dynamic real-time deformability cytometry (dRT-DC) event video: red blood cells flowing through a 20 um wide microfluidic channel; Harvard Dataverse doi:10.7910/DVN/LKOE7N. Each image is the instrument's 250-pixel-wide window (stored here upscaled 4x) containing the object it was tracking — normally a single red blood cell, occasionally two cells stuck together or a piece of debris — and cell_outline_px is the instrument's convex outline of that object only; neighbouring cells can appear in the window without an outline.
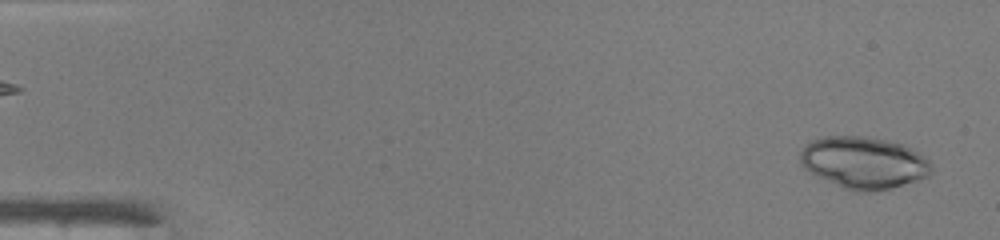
{"species": "common noctule bat (a hibernating species)", "species_latin": "Nyctalus noctula", "temperature_condition": "warm", "stored_images_in_passage": 47, "camera_frame_rate_fps": 3000, "um_per_image_px": 0.085, "animal": {"sex": "male", "body_mass_g": 19.0, "forearm_length_mm": 50.8}, "frame": {"image": 1, "passage_image": 2, "time_ms": 0.333, "image_size_px": [1000, 240], "cell_outline_px": [[932, 172], [928, 176], [916, 180], [888, 188], [872, 192], [856, 192], [844, 188], [816, 176], [804, 168], [800, 164], [800, 152], [812, 140], [828, 136], [860, 136], [884, 140], [900, 144], [920, 152], [928, 160], [932, 168]], "centroid_in_image_um": [73.4, 13.83], "position_along_channel_um": 11.6, "area_um2": 39.3}}
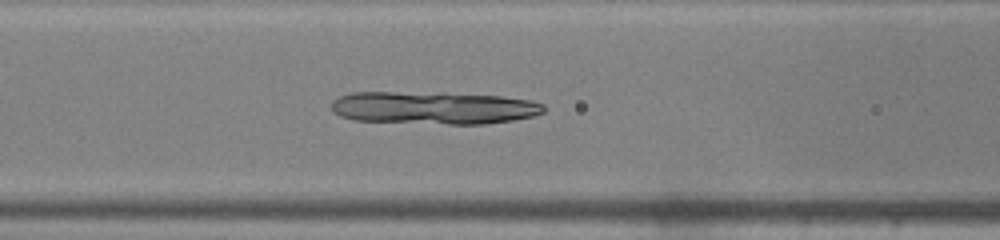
{"frame": {"image": 2, "passage_image": 20, "time_ms": 6.333, "image_size_px": [1000, 240], "cell_outline_px": [[544, 112], [532, 116], [512, 120], [484, 124], [448, 124], [352, 120], [340, 116], [332, 112], [332, 100], [340, 96], [352, 92], [392, 92], [500, 96], [532, 100], [544, 104]], "centroid_in_image_um": [36.82, 9.17], "position_along_channel_um": 129.8, "area_um2": 40.06}}
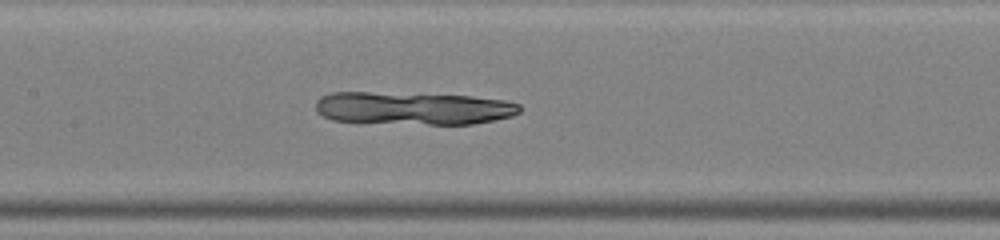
{"frame": {"image": 3, "passage_image": 23, "time_ms": 7.333, "image_size_px": [1000, 240], "cell_outline_px": [[520, 112], [512, 116], [496, 120], [472, 124], [428, 124], [332, 120], [316, 112], [316, 100], [320, 96], [332, 92], [368, 92], [472, 96], [504, 100], [520, 104]], "centroid_in_image_um": [35.13, 9.19], "position_along_channel_um": 172.3, "area_um2": 38.84}}